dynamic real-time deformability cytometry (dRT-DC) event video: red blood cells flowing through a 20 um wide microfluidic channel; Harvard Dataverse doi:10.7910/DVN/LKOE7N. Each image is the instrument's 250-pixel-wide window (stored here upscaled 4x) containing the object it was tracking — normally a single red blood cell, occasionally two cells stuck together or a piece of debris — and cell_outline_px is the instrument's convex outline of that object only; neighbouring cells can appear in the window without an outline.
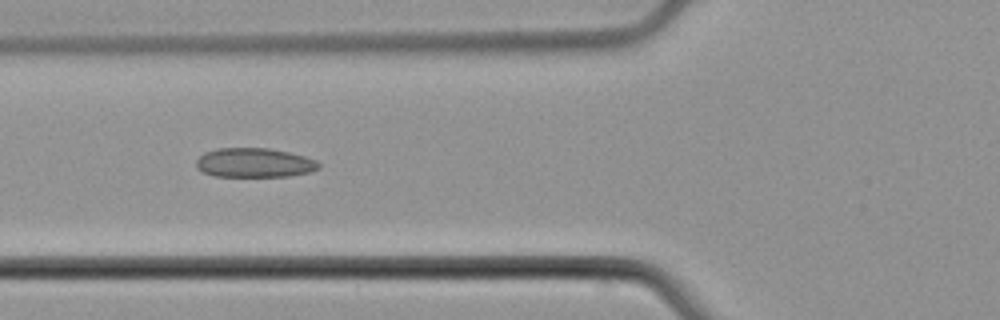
{"species": "common noctule bat (a hibernating species)", "species_latin": "Nyctalus noctula", "temperature_condition": "cold", "stored_images_in_passage": 3, "camera_frame_rate_fps": 3000, "um_per_image_px": 0.085, "animal": {"sex": "male", "body_mass_g": 21.5, "forearm_length_mm": 52.0}, "frame": {"image": 1, "passage_image": 2, "time_ms": 1.0, "image_size_px": [1000, 320], "cell_outline_px": [[320, 168], [308, 172], [288, 176], [216, 176], [204, 172], [196, 168], [196, 160], [204, 152], [216, 148], [268, 148], [288, 152], [304, 156], [316, 160], [320, 164]], "centroid_in_image_um": [21.6, 13.82], "position_along_channel_um": 104.2, "area_um2": 20.87}}
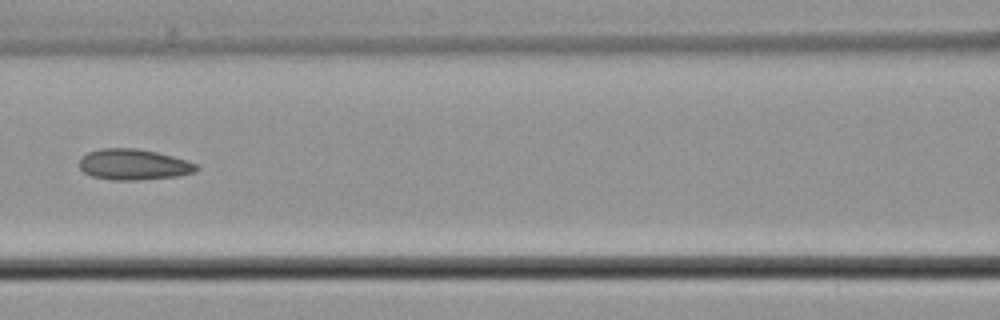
{"frame": {"image": 2, "passage_image": 3, "time_ms": 2.333, "image_size_px": [1000, 320], "cell_outline_px": [[200, 168], [196, 172], [176, 176], [140, 180], [112, 180], [92, 176], [84, 172], [80, 168], [80, 156], [88, 152], [100, 148], [136, 148], [156, 152], [172, 156], [196, 164]], "centroid_in_image_um": [11.34, 13.98], "position_along_channel_um": 155.3, "area_um2": 21.04}}